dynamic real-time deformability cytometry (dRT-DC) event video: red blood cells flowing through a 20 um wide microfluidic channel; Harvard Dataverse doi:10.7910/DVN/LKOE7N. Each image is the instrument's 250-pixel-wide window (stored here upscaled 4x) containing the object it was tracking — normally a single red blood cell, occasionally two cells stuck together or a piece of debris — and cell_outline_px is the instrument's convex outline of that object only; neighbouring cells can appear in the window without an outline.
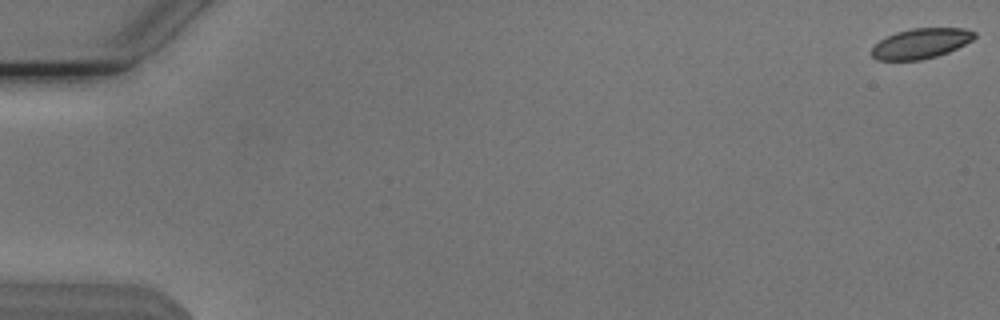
{"species": "Egyptian fruit bat (a non-hibernating species)", "species_latin": "Rousettus aegyptiacus", "temperature_condition": "cold", "stored_images_in_passage": 49, "camera_frame_rate_fps": 3000, "um_per_image_px": 0.085, "animal": {"sex": "male"}, "frame": {"image": 1, "passage_image": 1, "time_ms": 0.0, "image_size_px": [1000, 320], "cell_outline_px": [[976, 36], [972, 40], [948, 52], [936, 56], [920, 60], [880, 60], [872, 56], [872, 48], [880, 40], [896, 32], [912, 28], [964, 28], [976, 32]], "centroid_in_image_um": [78.29, 3.68], "position_along_channel_um": 6.7, "area_um2": 17.86}}
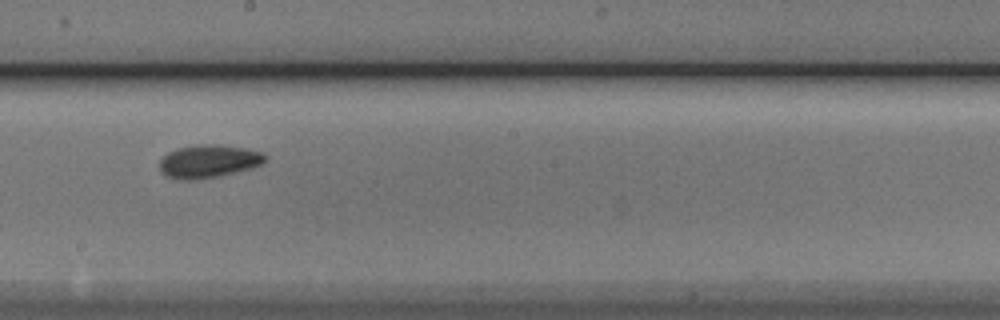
{"frame": {"image": 2, "passage_image": 32, "time_ms": 10.333, "image_size_px": [1000, 320], "cell_outline_px": [[264, 160], [260, 164], [248, 168], [220, 176], [192, 180], [180, 180], [164, 176], [160, 172], [160, 160], [168, 152], [176, 148], [196, 144], [220, 144], [244, 148], [264, 152]], "centroid_in_image_um": [17.66, 13.7], "position_along_channel_um": 230.5, "area_um2": 20.35}}
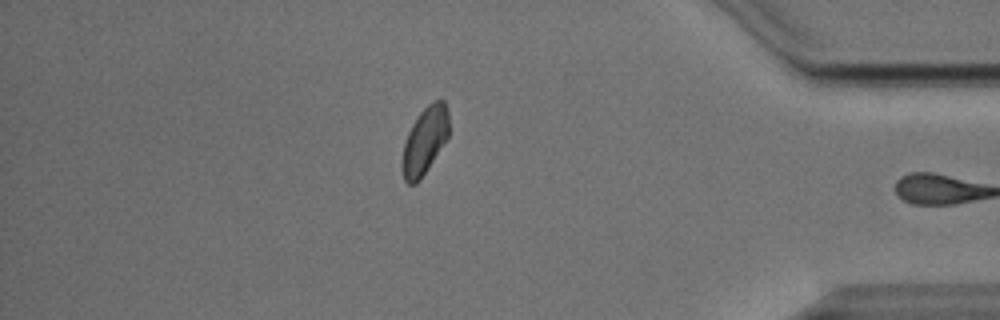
{"frame": {"image": 3, "passage_image": 48, "time_ms": 15.667, "image_size_px": [1000, 320], "cell_outline_px": [[448, 136], [420, 180], [416, 184], [408, 184], [404, 180], [404, 144], [408, 132], [412, 124], [420, 112], [428, 104], [436, 100], [444, 100], [448, 112]], "centroid_in_image_um": [36.12, 11.92], "position_along_channel_um": 399.1, "area_um2": 17.63}, "authors_computed_cell_mechanics": {"area_um2": 18.9006, "velocity_mm_per_s": 3.7864, "shape_relaxation_time_tau1_ms": 3.5347, "shape_relaxation_time_tau2_ms": 3.7256, "deformation_change_tau1": 0.086, "deformation_change_tau2": 0.0666}}